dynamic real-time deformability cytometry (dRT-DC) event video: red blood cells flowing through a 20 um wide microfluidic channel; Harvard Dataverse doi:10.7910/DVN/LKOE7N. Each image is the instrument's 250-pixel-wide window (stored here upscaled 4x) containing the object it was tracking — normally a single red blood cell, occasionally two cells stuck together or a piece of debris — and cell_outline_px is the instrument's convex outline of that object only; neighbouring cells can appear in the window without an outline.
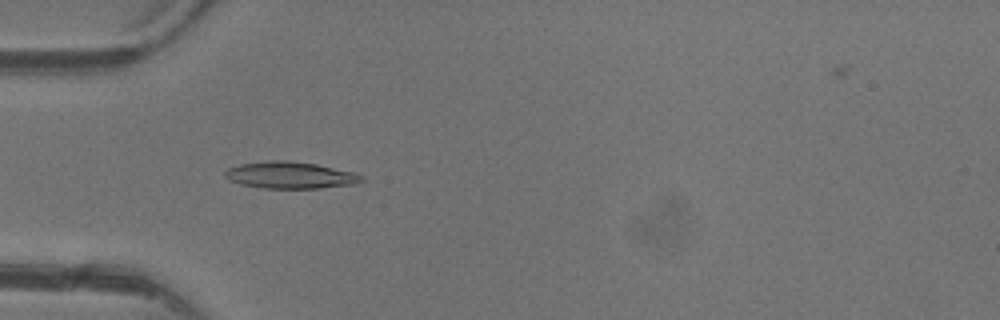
{"species": "common noctule bat (a hibernating species)", "species_latin": "Nyctalus noctula", "temperature_condition": "warm", "stored_images_in_passage": 4, "camera_frame_rate_fps": 3000, "um_per_image_px": 0.085, "animal": {"sex": "female"}, "frame": {"image": 1, "passage_image": 3, "time_ms": 2.667, "image_size_px": [1000, 320], "cell_outline_px": [[364, 180], [356, 184], [320, 188], [264, 188], [240, 184], [228, 180], [224, 176], [224, 172], [228, 168], [240, 164], [268, 160], [288, 160], [316, 164], [356, 172], [364, 176]], "centroid_in_image_um": [24.69, 14.88], "position_along_channel_um": 60.3, "area_um2": 21.56}}
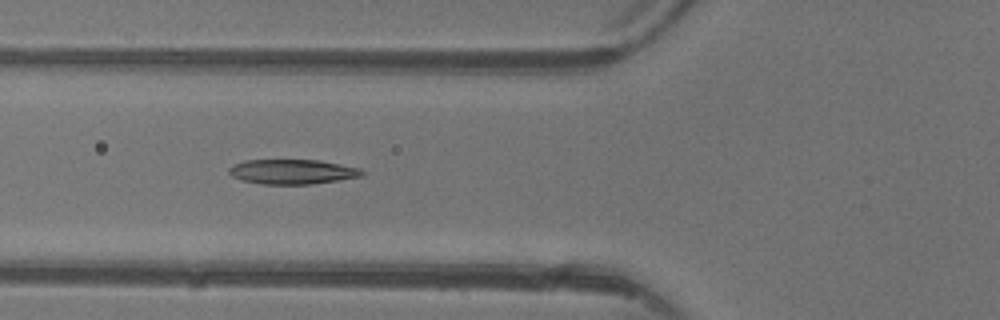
{"frame": {"image": 2, "passage_image": 4, "time_ms": 3.667, "image_size_px": [1000, 320], "cell_outline_px": [[364, 172], [360, 176], [312, 184], [260, 184], [240, 180], [232, 176], [228, 172], [228, 168], [232, 164], [244, 160], [320, 160], [360, 168]], "centroid_in_image_um": [24.77, 14.59], "position_along_channel_um": 101.0, "area_um2": 19.19}}